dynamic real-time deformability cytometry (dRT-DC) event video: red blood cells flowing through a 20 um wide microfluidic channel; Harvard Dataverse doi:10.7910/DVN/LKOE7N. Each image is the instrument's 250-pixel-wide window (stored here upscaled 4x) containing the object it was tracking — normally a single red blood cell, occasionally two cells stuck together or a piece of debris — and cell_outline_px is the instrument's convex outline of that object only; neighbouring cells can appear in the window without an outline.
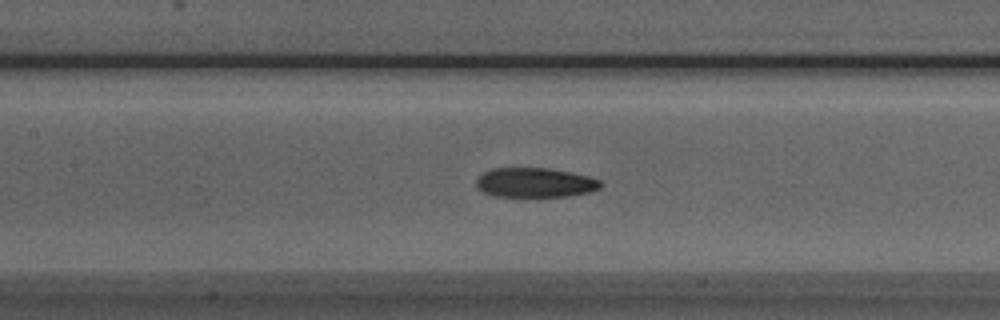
{"species": "Egyptian fruit bat (a non-hibernating species)", "species_latin": "Rousettus aegyptiacus", "temperature_condition": "room temperature", "stored_images_in_passage": 49, "camera_frame_rate_fps": 3000, "um_per_image_px": 0.085, "animal": {"sex": "male"}, "frame": {"image": 1, "passage_image": 22, "time_ms": 7.0, "image_size_px": [1000, 320], "cell_outline_px": [[604, 184], [600, 188], [588, 192], [568, 196], [496, 196], [484, 192], [476, 184], [476, 180], [484, 172], [492, 168], [548, 168], [588, 176], [600, 180]], "centroid_in_image_um": [45.5, 15.51], "position_along_channel_um": 161.9, "area_um2": 21.15}}
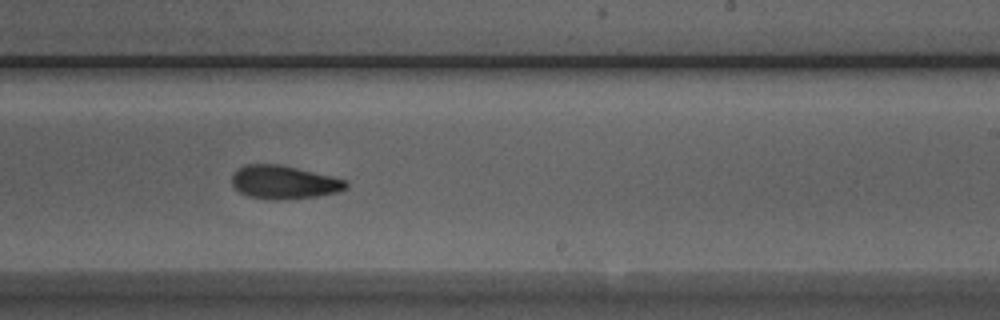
{"frame": {"image": 2, "passage_image": 30, "time_ms": 9.667, "image_size_px": [1000, 320], "cell_outline_px": [[348, 188], [340, 192], [316, 196], [284, 200], [272, 200], [248, 196], [240, 192], [232, 184], [232, 172], [236, 168], [244, 164], [280, 164], [332, 176], [348, 180]], "centroid_in_image_um": [24.14, 15.49], "position_along_channel_um": 264.9, "area_um2": 22.54}}
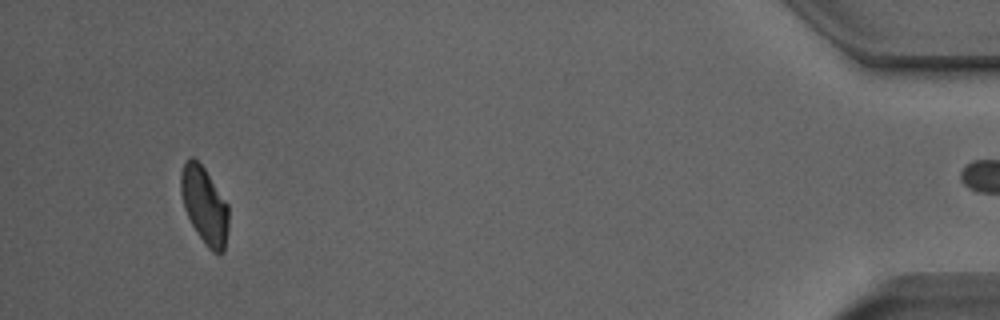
{"frame": {"image": 3, "passage_image": 48, "time_ms": 15.667, "image_size_px": [1000, 320], "cell_outline_px": [[228, 232], [224, 252], [220, 256], [212, 252], [208, 248], [192, 224], [184, 208], [180, 192], [180, 176], [184, 164], [192, 156], [204, 168], [228, 204]], "centroid_in_image_um": [17.4, 17.5], "position_along_channel_um": 417.8, "area_um2": 21.33}, "authors_computed_cell_mechanics": {"area_um2": 22.1952, "velocity_mm_per_s": 3.8788, "shape_relaxation_time_tau1_ms": 10.4101, "shape_relaxation_time_tau2_ms": 4.9273, "deformation_change_tau1": 0.2116, "deformation_change_tau2": 0.1248}}